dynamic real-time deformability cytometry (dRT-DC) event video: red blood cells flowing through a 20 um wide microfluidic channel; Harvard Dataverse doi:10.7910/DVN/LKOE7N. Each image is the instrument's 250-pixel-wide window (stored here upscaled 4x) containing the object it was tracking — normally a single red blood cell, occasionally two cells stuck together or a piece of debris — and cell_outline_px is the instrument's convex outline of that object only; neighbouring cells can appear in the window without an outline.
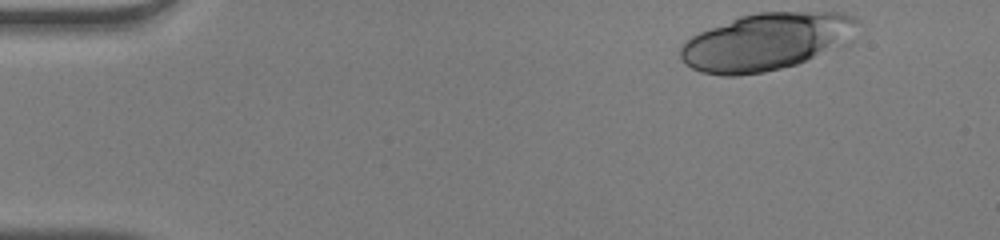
{"species": "human", "species_latin": "Homo sapiens", "temperature_condition": "warm", "stored_images_in_passage": 45, "camera_frame_rate_fps": 3000, "um_per_image_px": 0.085, "donor": {"sex": "male"}, "frame": {"image": 1, "passage_image": 1, "time_ms": 0.0, "image_size_px": [1000, 240], "cell_outline_px": [[860, 24], [852, 44], [796, 64], [764, 72], [736, 76], [724, 76], [700, 72], [684, 64], [680, 56], [680, 48], [684, 40], [700, 32], [740, 16], [756, 12], [844, 12], [856, 16], [860, 20]], "centroid_in_image_um": [65.24, 3.54], "position_along_channel_um": 19.8, "area_um2": 60.17}}